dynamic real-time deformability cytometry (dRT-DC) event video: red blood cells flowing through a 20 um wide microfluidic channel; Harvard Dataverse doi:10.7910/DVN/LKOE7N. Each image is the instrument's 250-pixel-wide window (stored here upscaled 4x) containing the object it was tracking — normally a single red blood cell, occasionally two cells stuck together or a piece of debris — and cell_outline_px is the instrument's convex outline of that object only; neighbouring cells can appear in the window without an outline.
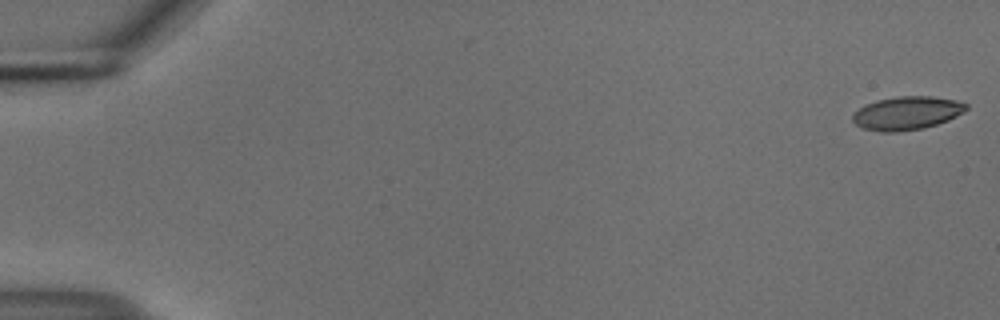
{"species": "common noctule bat (a hibernating species)", "species_latin": "Nyctalus noctula", "temperature_condition": "cold", "stored_images_in_passage": 55, "camera_frame_rate_fps": 3000, "um_per_image_px": 0.085, "animal": {"sex": "male", "body_mass_g": 18.8}, "frame": {"image": 1, "passage_image": 1, "time_ms": 0.0, "image_size_px": [1000, 320], "cell_outline_px": [[968, 108], [964, 112], [948, 120], [924, 128], [896, 132], [880, 132], [864, 128], [856, 124], [852, 120], [852, 116], [860, 108], [876, 100], [896, 96], [932, 96], [956, 100], [968, 104]], "centroid_in_image_um": [77.11, 9.61], "position_along_channel_um": 7.9, "area_um2": 22.02}}
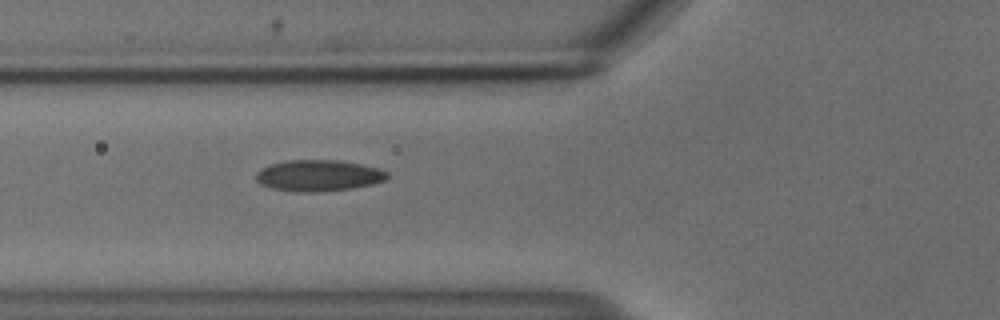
{"frame": {"image": 2, "passage_image": 21, "time_ms": 6.667, "image_size_px": [1000, 320], "cell_outline_px": [[388, 176], [384, 180], [372, 184], [352, 188], [316, 192], [296, 192], [272, 188], [260, 184], [256, 180], [256, 172], [272, 164], [288, 160], [336, 160], [364, 164], [380, 168], [388, 172]], "centroid_in_image_um": [27.1, 14.92], "position_along_channel_um": 98.7, "area_um2": 23.87}}
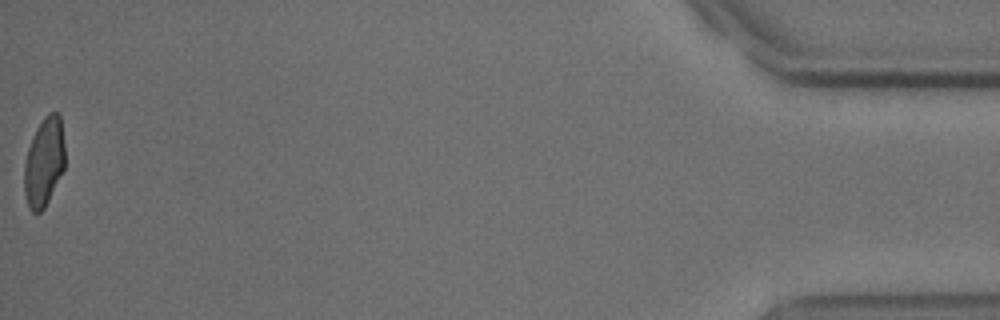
{"frame": {"image": 3, "passage_image": 55, "time_ms": 18.0, "image_size_px": [1000, 320], "cell_outline_px": [[64, 168], [44, 208], [40, 212], [32, 212], [28, 208], [24, 192], [24, 164], [28, 148], [36, 128], [44, 116], [52, 112], [60, 112], [64, 144]], "centroid_in_image_um": [3.73, 13.76], "position_along_channel_um": 431.5, "area_um2": 21.04}, "authors_computed_cell_mechanics": {"area_um2": 22.7732, "velocity_mm_per_s": 3.7186, "shape_relaxation_time_tau1_ms": 6.0457, "shape_relaxation_time_tau2_ms": 1.4938, "deformation_change_tau1": 0.1596, "deformation_change_tau2": 0.0637}}